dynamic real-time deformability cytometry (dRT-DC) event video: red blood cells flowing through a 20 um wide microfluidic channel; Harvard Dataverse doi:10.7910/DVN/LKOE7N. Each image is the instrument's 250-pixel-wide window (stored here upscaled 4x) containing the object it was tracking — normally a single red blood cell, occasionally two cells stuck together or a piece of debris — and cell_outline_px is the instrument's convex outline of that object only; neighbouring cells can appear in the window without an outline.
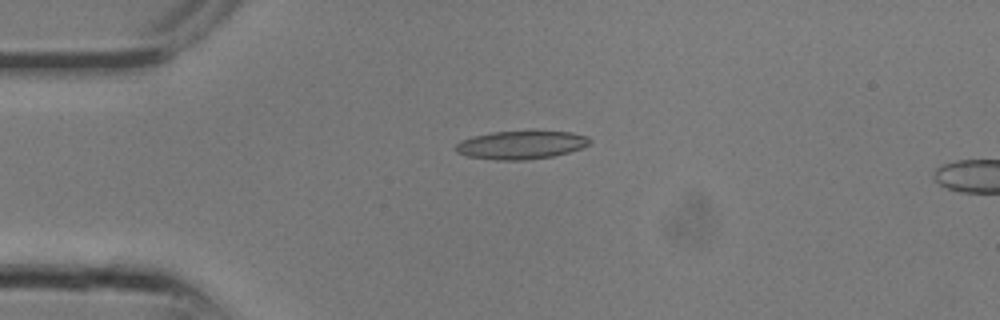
{"species": "common noctule bat (a hibernating species)", "species_latin": "Nyctalus noctula", "temperature_condition": "room temperature", "stored_images_in_passage": 21, "camera_frame_rate_fps": 3000, "um_per_image_px": 0.085, "animal": {"sex": "male", "body_mass_g": 13.3}, "frame": {"image": 1, "passage_image": 1, "time_ms": 0.0, "image_size_px": [1000, 320], "cell_outline_px": [[592, 140], [588, 144], [580, 148], [568, 152], [552, 156], [524, 160], [496, 160], [468, 156], [456, 152], [452, 148], [460, 140], [472, 136], [492, 132], [572, 132], [588, 136]], "centroid_in_image_um": [44.23, 12.32], "position_along_channel_um": 40.8, "area_um2": 21.91}}
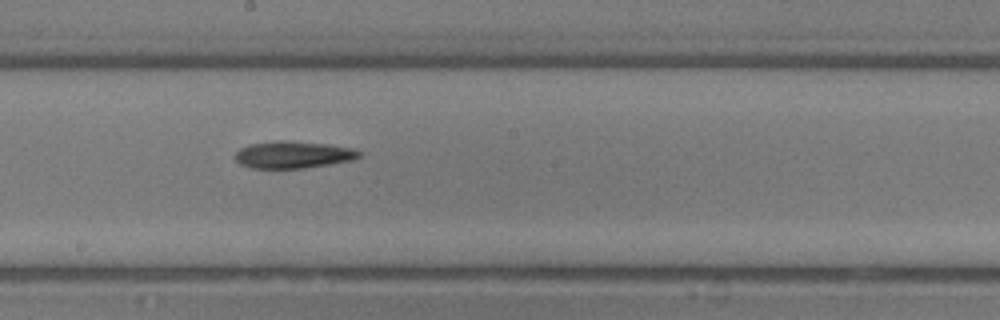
{"frame": {"image": 2, "passage_image": 9, "time_ms": 2.667, "image_size_px": [1000, 320], "cell_outline_px": [[360, 156], [352, 160], [304, 168], [252, 168], [240, 164], [236, 160], [236, 152], [240, 148], [252, 144], [272, 140], [284, 140], [328, 144], [352, 148], [360, 152]], "centroid_in_image_um": [24.9, 13.14], "position_along_channel_um": 223.3, "area_um2": 19.42}}
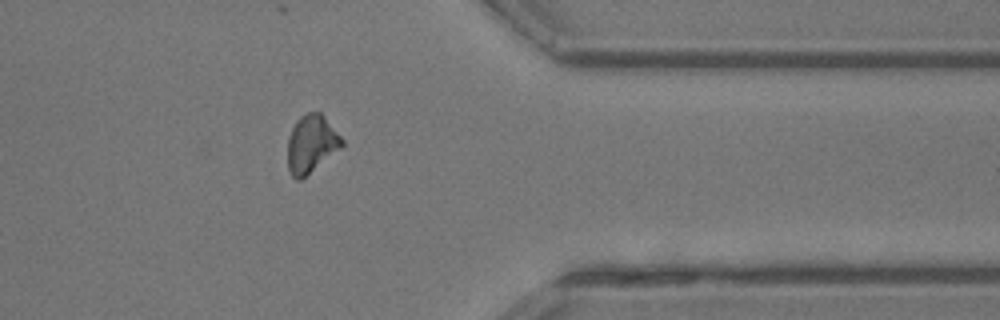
{"frame": {"image": 3, "passage_image": 16, "time_ms": 5.0, "image_size_px": [1000, 320], "cell_outline_px": [[344, 144], [340, 148], [300, 180], [296, 180], [288, 172], [288, 136], [296, 120], [300, 116], [308, 112], [320, 112], [324, 116], [344, 140]], "centroid_in_image_um": [26.44, 12.22], "position_along_channel_um": 385.0, "area_um2": 18.09}}